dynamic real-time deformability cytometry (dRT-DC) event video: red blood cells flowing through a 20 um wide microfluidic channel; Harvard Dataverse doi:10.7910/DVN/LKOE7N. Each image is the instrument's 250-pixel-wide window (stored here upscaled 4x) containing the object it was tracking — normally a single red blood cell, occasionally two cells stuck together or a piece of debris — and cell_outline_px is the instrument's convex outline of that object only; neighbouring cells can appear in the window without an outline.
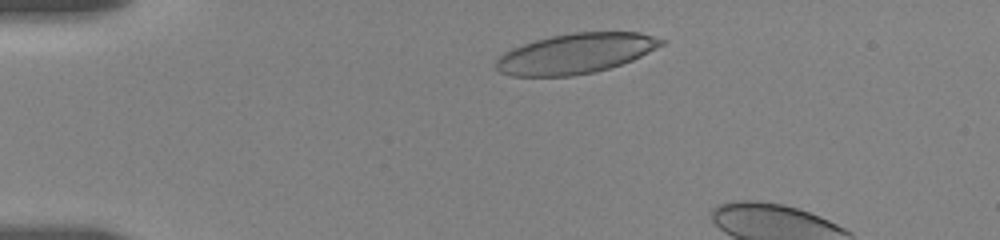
{"species": "human", "species_latin": "Homo sapiens", "temperature_condition": "room temperature", "stored_images_in_passage": 8, "camera_frame_rate_fps": 3000, "um_per_image_px": 0.085, "donor": {"sex": "female"}, "frame": {"image": 1, "passage_image": 3, "time_ms": 1.0, "image_size_px": [1000, 240], "cell_outline_px": [[664, 44], [632, 60], [608, 68], [592, 72], [572, 76], [512, 76], [500, 72], [496, 68], [496, 60], [504, 52], [512, 48], [536, 40], [552, 36], [572, 32], [640, 32], [664, 40]], "centroid_in_image_um": [48.91, 4.55], "position_along_channel_um": 36.1, "area_um2": 38.26}}